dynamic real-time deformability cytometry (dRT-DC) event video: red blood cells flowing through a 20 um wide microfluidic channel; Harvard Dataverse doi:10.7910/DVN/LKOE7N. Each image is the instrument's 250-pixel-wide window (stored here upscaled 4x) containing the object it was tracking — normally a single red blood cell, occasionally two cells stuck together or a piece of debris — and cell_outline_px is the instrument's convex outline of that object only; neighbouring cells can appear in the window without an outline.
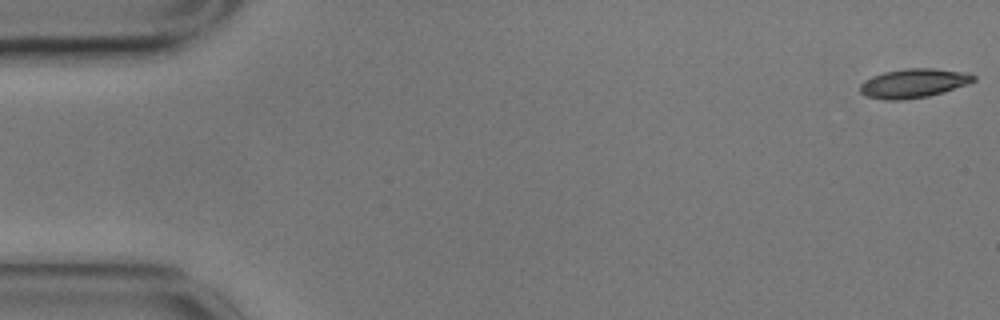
{"species": "common noctule bat (a hibernating species)", "species_latin": "Nyctalus noctula", "temperature_condition": "cold", "stored_images_in_passage": 50, "camera_frame_rate_fps": 3000, "um_per_image_px": 0.085, "animal": {"sex": "male", "body_mass_g": 17.9}, "frame": {"image": 1, "passage_image": 1, "time_ms": 0.0, "image_size_px": [1000, 320], "cell_outline_px": [[976, 80], [968, 84], [944, 92], [928, 96], [900, 100], [884, 100], [868, 96], [860, 92], [860, 84], [864, 80], [872, 76], [884, 72], [904, 68], [932, 68], [968, 72], [976, 76]], "centroid_in_image_um": [77.68, 7.06], "position_along_channel_um": 7.3, "area_um2": 19.36}}
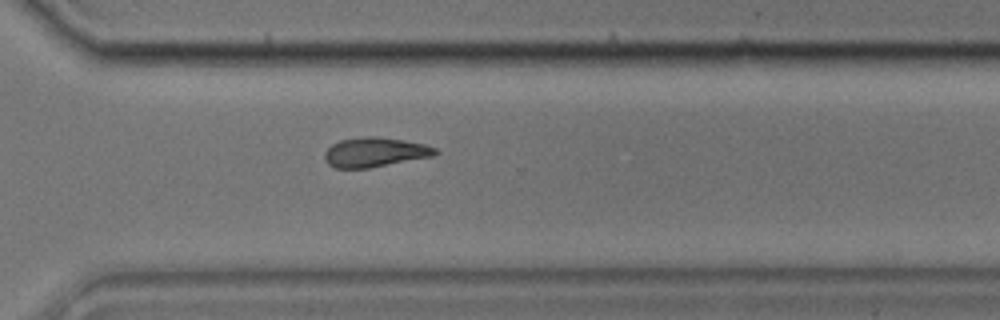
{"frame": {"image": 2, "passage_image": 41, "time_ms": 13.333, "image_size_px": [1000, 320], "cell_outline_px": [[440, 152], [432, 156], [368, 168], [336, 168], [328, 164], [324, 156], [324, 152], [332, 144], [340, 140], [364, 136], [376, 136], [404, 140], [424, 144], [436, 148]], "centroid_in_image_um": [31.85, 12.93], "position_along_channel_um": 338.7, "area_um2": 18.96}}
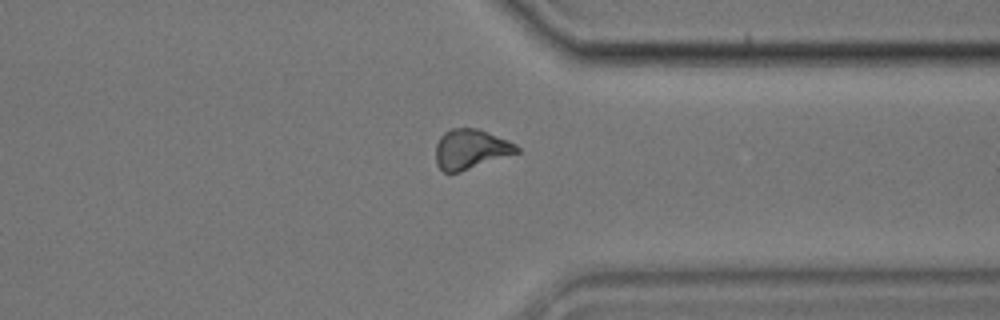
{"frame": {"image": 3, "passage_image": 44, "time_ms": 14.333, "image_size_px": [1000, 320], "cell_outline_px": [[520, 152], [460, 172], [444, 172], [436, 164], [436, 144], [440, 136], [444, 132], [452, 128], [480, 128], [508, 140], [516, 144], [520, 148]], "centroid_in_image_um": [40.02, 12.66], "position_along_channel_um": 371.4, "area_um2": 18.96}}